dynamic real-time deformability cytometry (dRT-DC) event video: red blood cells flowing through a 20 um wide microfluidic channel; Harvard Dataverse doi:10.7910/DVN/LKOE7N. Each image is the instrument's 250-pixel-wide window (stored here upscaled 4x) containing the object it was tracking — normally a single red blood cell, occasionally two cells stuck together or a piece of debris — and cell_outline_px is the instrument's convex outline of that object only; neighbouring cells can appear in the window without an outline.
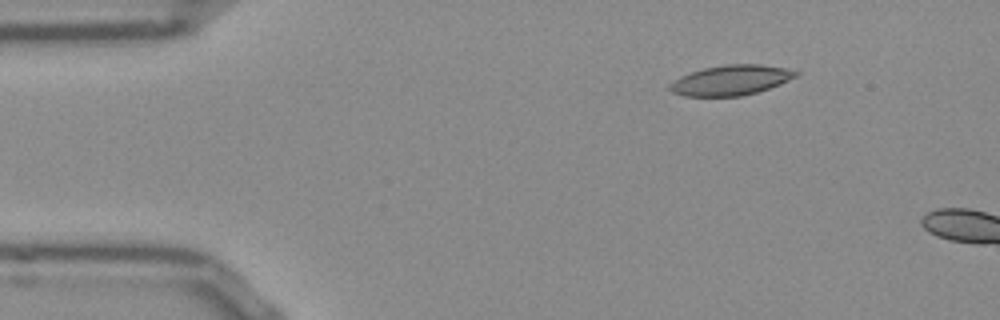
{"species": "Egyptian fruit bat (a non-hibernating species)", "species_latin": "Rousettus aegyptiacus", "temperature_condition": "room temperature", "stored_images_in_passage": 4, "camera_frame_rate_fps": 3000, "um_per_image_px": 0.085, "frame": {"image": 1, "passage_image": 1, "time_ms": 0.0, "image_size_px": [1000, 320], "cell_outline_px": [[800, 72], [796, 76], [780, 84], [756, 92], [740, 96], [684, 96], [672, 92], [668, 88], [668, 84], [680, 76], [704, 68], [724, 64], [760, 64], [784, 68]], "centroid_in_image_um": [62.09, 6.81], "position_along_channel_um": 22.9, "area_um2": 21.96}}